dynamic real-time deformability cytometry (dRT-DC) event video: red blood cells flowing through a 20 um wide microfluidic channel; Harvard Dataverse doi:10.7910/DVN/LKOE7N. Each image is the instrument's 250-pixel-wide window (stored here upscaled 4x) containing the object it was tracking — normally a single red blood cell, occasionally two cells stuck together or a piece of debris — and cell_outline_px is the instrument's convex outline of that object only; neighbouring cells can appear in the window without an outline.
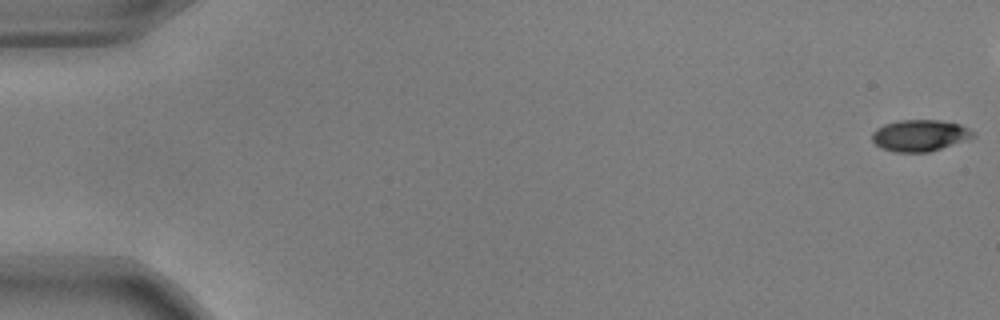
{"species": "common noctule bat (a hibernating species)", "species_latin": "Nyctalus noctula", "temperature_condition": "warm", "stored_images_in_passage": 48, "camera_frame_rate_fps": 3000, "um_per_image_px": 0.085, "animal": {"sex": "male", "body_mass_g": 17.9, "forearm_length_mm": 54.2}, "frame": {"image": 1, "passage_image": 1, "time_ms": 0.0, "image_size_px": [1000, 320], "cell_outline_px": [[976, 136], [928, 152], [896, 152], [880, 148], [872, 140], [872, 132], [876, 128], [884, 124], [900, 120], [940, 120], [960, 124], [968, 128]], "centroid_in_image_um": [78.14, 11.51], "position_along_channel_um": 6.9, "area_um2": 18.38}}
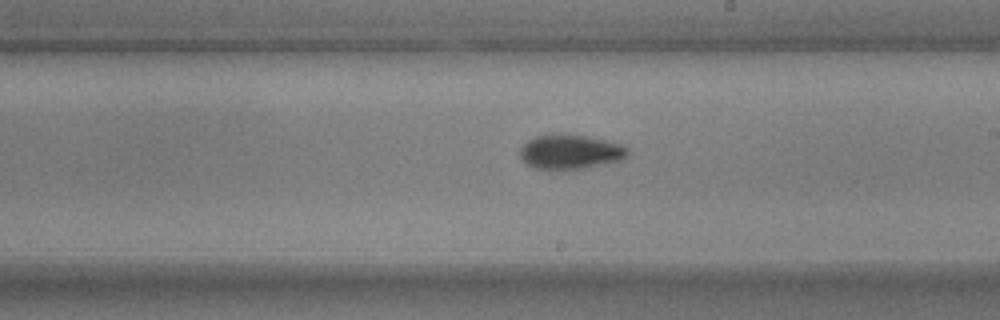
{"frame": {"image": 2, "passage_image": 32, "time_ms": 10.333, "image_size_px": [1000, 320], "cell_outline_px": [[628, 156], [620, 160], [604, 164], [584, 168], [560, 172], [548, 172], [532, 168], [520, 160], [520, 148], [528, 140], [536, 136], [564, 132], [588, 136], [620, 144], [628, 148]], "centroid_in_image_um": [48.4, 12.94], "position_along_channel_um": 240.6, "area_um2": 22.66}}
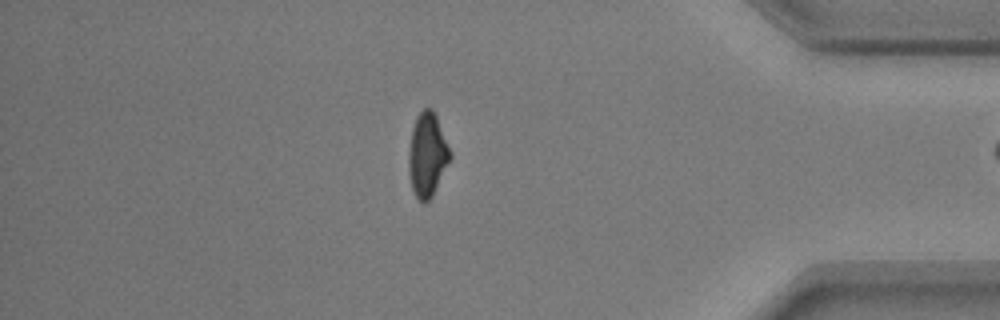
{"frame": {"image": 3, "passage_image": 47, "time_ms": 15.333, "image_size_px": [1000, 320], "cell_outline_px": [[452, 156], [432, 196], [424, 204], [416, 196], [412, 188], [408, 172], [408, 152], [412, 128], [416, 116], [424, 108], [432, 108], [436, 116], [452, 152]], "centroid_in_image_um": [36.32, 13.14], "position_along_channel_um": 398.9, "area_um2": 20.29}}